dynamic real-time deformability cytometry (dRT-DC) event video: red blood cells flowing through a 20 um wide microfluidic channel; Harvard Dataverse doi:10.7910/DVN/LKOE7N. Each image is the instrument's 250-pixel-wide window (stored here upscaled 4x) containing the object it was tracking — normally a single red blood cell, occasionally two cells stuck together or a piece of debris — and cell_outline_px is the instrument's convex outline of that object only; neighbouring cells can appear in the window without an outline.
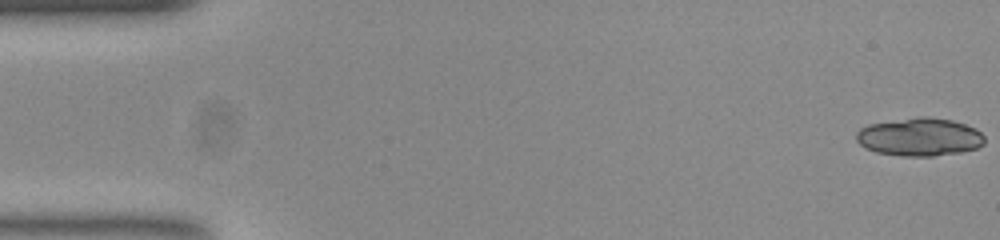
{"species": "common noctule bat (a hibernating species)", "species_latin": "Nyctalus noctula", "temperature_condition": "room temperature", "stored_images_in_passage": 52, "segment_of_instrument_passage": [1, 2], "camera_frame_rate_fps": 3000, "um_per_image_px": 0.085, "animal": {"sex": "female", "body_mass_g": 23.0, "forearm_length_mm": 53.4}, "frame": {"image": 1, "passage_image": 1, "time_ms": 0.0, "image_size_px": [1000, 240], "cell_outline_px": [[984, 144], [976, 148], [960, 152], [932, 156], [900, 156], [876, 152], [864, 148], [856, 140], [856, 132], [860, 128], [868, 124], [920, 116], [928, 116], [952, 120], [976, 128], [984, 136]], "centroid_in_image_um": [78.14, 11.64], "position_along_channel_um": 6.9, "area_um2": 28.61}}
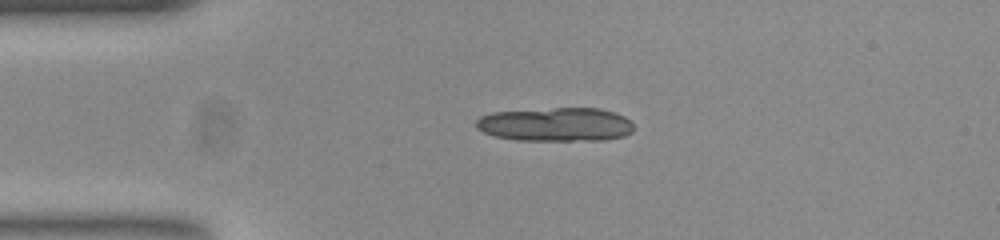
{"frame": {"image": 2, "passage_image": 12, "time_ms": 3.667, "image_size_px": [1000, 240], "cell_outline_px": [[632, 132], [624, 136], [604, 140], [516, 140], [496, 136], [484, 132], [476, 128], [476, 120], [480, 116], [492, 112], [556, 108], [600, 108], [616, 112], [624, 116], [632, 124]], "centroid_in_image_um": [47.24, 10.57], "position_along_channel_um": 37.8, "area_um2": 31.04}}